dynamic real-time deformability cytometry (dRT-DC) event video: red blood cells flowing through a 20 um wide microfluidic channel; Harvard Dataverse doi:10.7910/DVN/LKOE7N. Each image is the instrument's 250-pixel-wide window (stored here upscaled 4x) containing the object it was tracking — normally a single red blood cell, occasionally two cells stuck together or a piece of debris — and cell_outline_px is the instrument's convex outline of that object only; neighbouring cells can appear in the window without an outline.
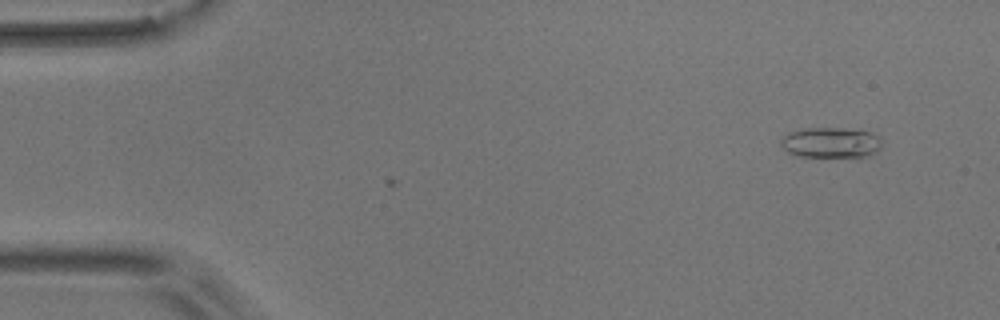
{"species": "common noctule bat (a hibernating species)", "species_latin": "Nyctalus noctula", "temperature_condition": "room temperature", "stored_images_in_passage": 9, "camera_frame_rate_fps": 3000, "um_per_image_px": 0.085, "animal": {"sex": "male", "body_mass_g": 17.9}, "frame": {"image": 1, "passage_image": 1, "time_ms": 0.0, "image_size_px": [1000, 320], "cell_outline_px": [[880, 148], [876, 152], [868, 156], [856, 160], [796, 156], [788, 152], [780, 144], [780, 140], [788, 132], [804, 128], [840, 128], [872, 132], [880, 136]], "centroid_in_image_um": [70.65, 12.18], "position_along_channel_um": 14.3, "area_um2": 18.9}}
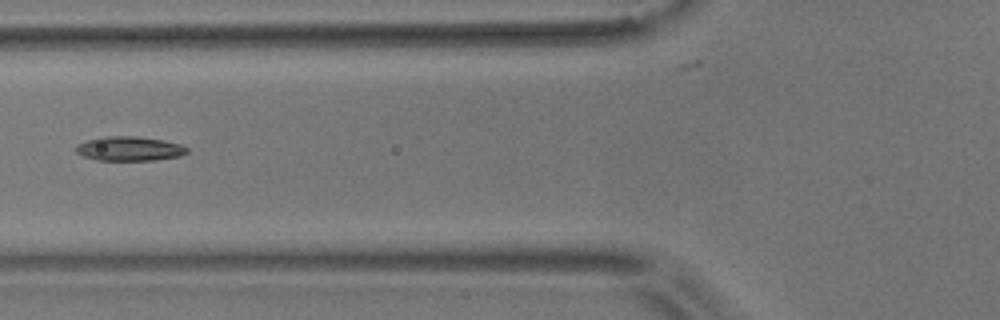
{"frame": {"image": 2, "passage_image": 6, "time_ms": 5.667, "image_size_px": [1000, 320], "cell_outline_px": [[188, 152], [180, 156], [156, 160], [96, 160], [84, 156], [76, 152], [76, 144], [100, 136], [136, 136], [164, 140], [180, 144], [188, 148]], "centroid_in_image_um": [11.0, 12.63], "position_along_channel_um": 114.8, "area_um2": 15.84}}
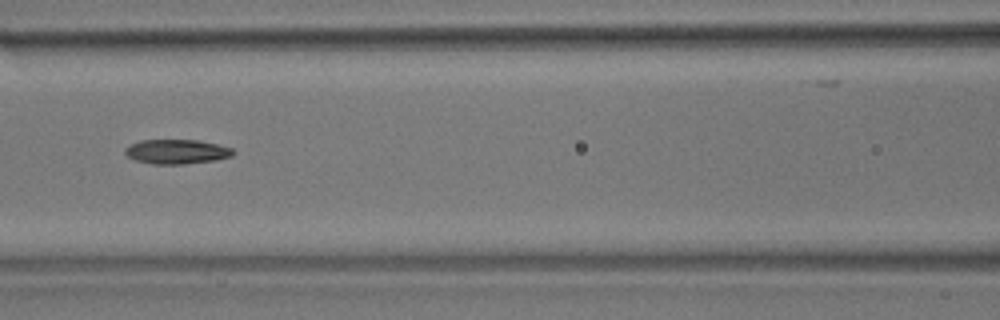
{"frame": {"image": 3, "passage_image": 7, "time_ms": 6.667, "image_size_px": [1000, 320], "cell_outline_px": [[236, 152], [232, 156], [216, 160], [184, 164], [152, 164], [136, 160], [128, 156], [124, 152], [124, 148], [128, 144], [140, 140], [196, 140], [216, 144], [232, 148]], "centroid_in_image_um": [15.0, 12.89], "position_along_channel_um": 151.6, "area_um2": 15.49}}